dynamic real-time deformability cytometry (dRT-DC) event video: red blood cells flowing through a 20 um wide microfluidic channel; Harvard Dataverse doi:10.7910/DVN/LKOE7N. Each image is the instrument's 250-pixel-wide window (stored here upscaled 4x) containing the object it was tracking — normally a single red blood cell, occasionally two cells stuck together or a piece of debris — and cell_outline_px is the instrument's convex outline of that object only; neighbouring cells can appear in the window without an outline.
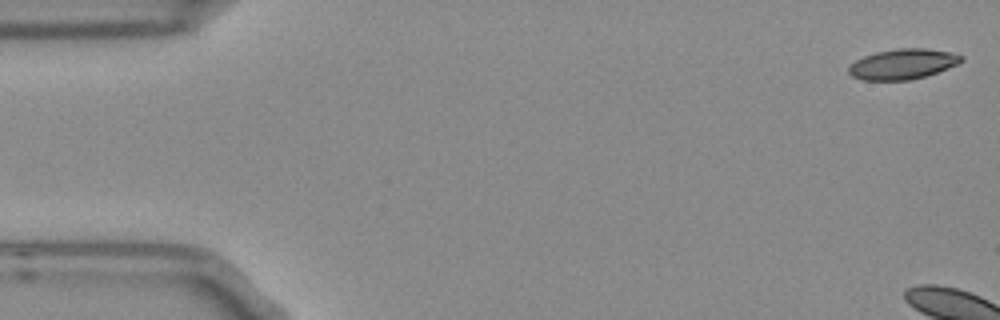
{"species": "Egyptian fruit bat (a non-hibernating species)", "species_latin": "Rousettus aegyptiacus", "temperature_condition": "room temperature", "stored_images_in_passage": 5, "camera_frame_rate_fps": 3000, "um_per_image_px": 0.085, "frame": {"image": 1, "passage_image": 1, "time_ms": 0.0, "image_size_px": [1000, 320], "cell_outline_px": [[964, 60], [948, 68], [928, 76], [912, 80], [860, 80], [852, 76], [848, 72], [848, 68], [856, 60], [864, 56], [876, 52], [896, 48], [924, 48], [952, 52], [964, 56]], "centroid_in_image_um": [76.75, 5.45], "position_along_channel_um": 8.2, "area_um2": 20.06}}